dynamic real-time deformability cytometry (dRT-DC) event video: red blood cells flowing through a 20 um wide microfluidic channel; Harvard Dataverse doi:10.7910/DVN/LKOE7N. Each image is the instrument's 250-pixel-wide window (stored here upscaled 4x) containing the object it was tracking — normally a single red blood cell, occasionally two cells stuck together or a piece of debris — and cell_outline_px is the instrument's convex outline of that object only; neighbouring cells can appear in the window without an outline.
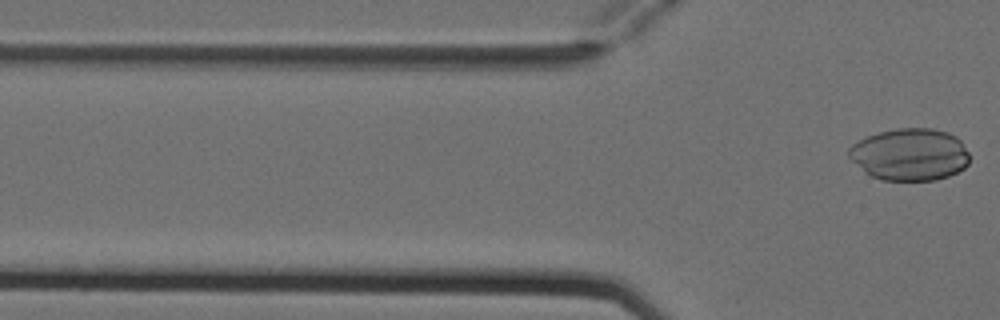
{"species": "Egyptian fruit bat (a non-hibernating species)", "species_latin": "Rousettus aegyptiacus", "temperature_condition": "cold", "stored_images_in_passage": 2, "camera_frame_rate_fps": 3000, "um_per_image_px": 0.085, "animal": {"sex": "female"}, "frame": {"image": 1, "passage_image": 2, "time_ms": 0.333, "image_size_px": [1000, 320], "cell_outline_px": [[968, 164], [964, 168], [948, 176], [936, 180], [884, 180], [872, 176], [864, 172], [848, 156], [848, 148], [852, 144], [868, 136], [880, 132], [900, 128], [932, 128], [948, 132], [956, 136], [960, 140], [968, 152]], "centroid_in_image_um": [77.34, 13.13], "position_along_channel_um": 48.5, "area_um2": 36.59}}